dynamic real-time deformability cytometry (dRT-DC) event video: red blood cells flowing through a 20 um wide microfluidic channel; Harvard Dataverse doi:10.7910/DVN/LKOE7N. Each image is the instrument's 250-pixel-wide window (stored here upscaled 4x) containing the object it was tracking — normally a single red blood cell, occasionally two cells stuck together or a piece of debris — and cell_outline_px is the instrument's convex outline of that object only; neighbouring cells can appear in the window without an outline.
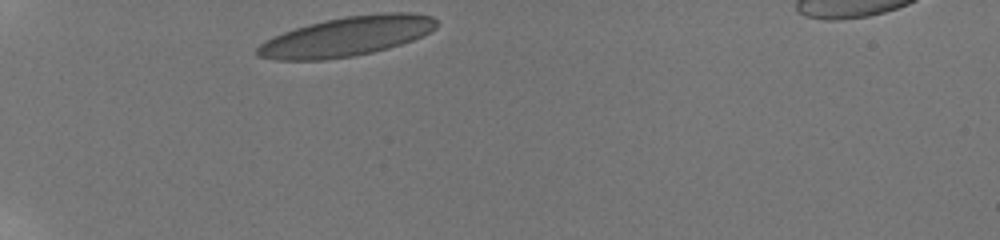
{"species": "human", "species_latin": "Homo sapiens", "temperature_condition": "room temperature", "stored_images_in_passage": 8, "camera_frame_rate_fps": 3000, "um_per_image_px": 0.085, "donor": {"sex": "male"}, "frame": {"image": 1, "passage_image": 1, "time_ms": 0.0, "image_size_px": [1000, 240], "cell_outline_px": [[436, 28], [412, 40], [388, 48], [372, 52], [352, 56], [324, 60], [272, 60], [256, 56], [256, 48], [264, 40], [284, 32], [308, 24], [324, 20], [344, 16], [376, 12], [412, 12], [432, 16], [436, 20]], "centroid_in_image_um": [29.44, 3.09], "position_along_channel_um": 55.6, "area_um2": 41.44}}